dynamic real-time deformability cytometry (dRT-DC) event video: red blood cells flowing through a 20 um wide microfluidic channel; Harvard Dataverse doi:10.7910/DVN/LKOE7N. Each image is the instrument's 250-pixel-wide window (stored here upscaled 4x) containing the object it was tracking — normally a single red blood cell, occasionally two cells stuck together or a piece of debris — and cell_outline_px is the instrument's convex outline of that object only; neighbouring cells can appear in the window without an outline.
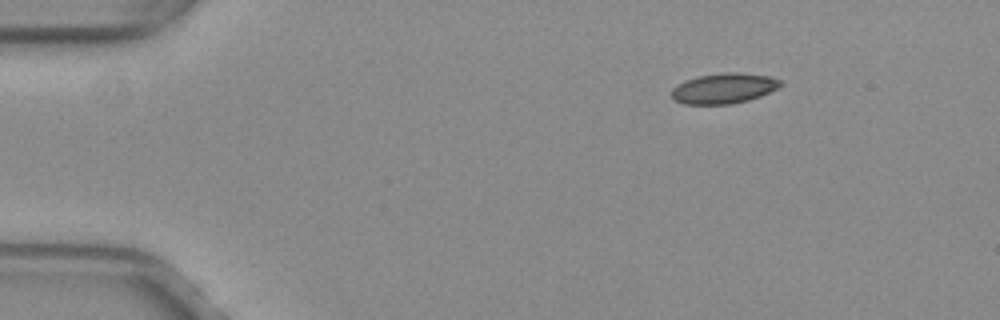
{"species": "common noctule bat (a hibernating species)", "species_latin": "Nyctalus noctula", "temperature_condition": "warm", "stored_images_in_passage": 46, "camera_frame_rate_fps": 3000, "um_per_image_px": 0.085, "animal": {"sex": "female", "body_mass_g": 29.2, "forearm_length_mm": 56.3}, "frame": {"image": 1, "passage_image": 1, "time_ms": 0.0, "image_size_px": [1000, 320], "cell_outline_px": [[780, 84], [776, 88], [760, 96], [748, 100], [732, 104], [684, 104], [676, 100], [672, 96], [672, 88], [684, 80], [700, 76], [724, 72], [736, 72], [768, 76], [780, 80]], "centroid_in_image_um": [61.49, 7.51], "position_along_channel_um": 23.5, "area_um2": 18.96}}
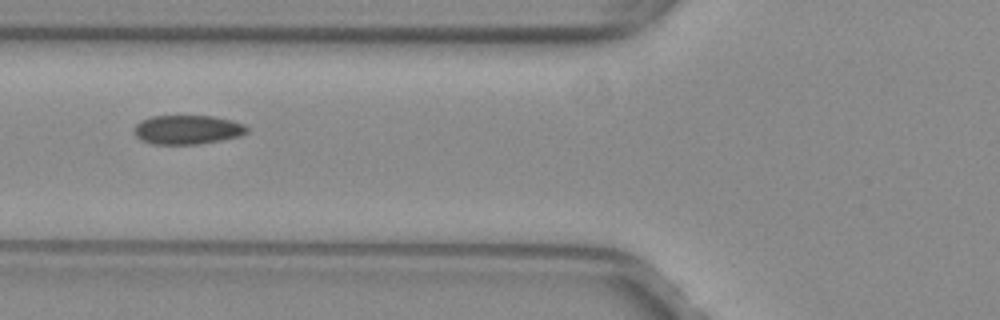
{"frame": {"image": 2, "passage_image": 14, "time_ms": 4.333, "image_size_px": [1000, 320], "cell_outline_px": [[248, 132], [240, 136], [200, 144], [152, 144], [140, 140], [136, 136], [136, 124], [140, 120], [152, 116], [212, 116], [232, 120], [244, 124], [248, 128]], "centroid_in_image_um": [15.95, 11.02], "position_along_channel_um": 109.9, "area_um2": 19.13}}
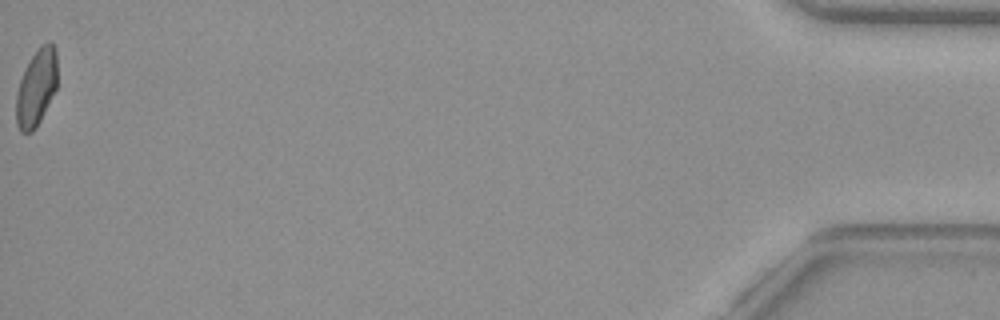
{"frame": {"image": 3, "passage_image": 46, "time_ms": 15.0, "image_size_px": [1000, 320], "cell_outline_px": [[56, 88], [36, 128], [32, 132], [20, 132], [16, 124], [16, 96], [20, 80], [36, 48], [40, 44], [48, 40], [52, 40], [56, 48]], "centroid_in_image_um": [3.09, 7.41], "position_along_channel_um": 432.1, "area_um2": 18.38}, "authors_computed_cell_mechanics": {"area_um2": 19.2185, "velocity_mm_per_s": 3.982, "shape_relaxation_time_tau1_ms": null, "shape_relaxation_time_tau2_ms": 1.4173, "deformation_change_tau1": null, "deformation_change_tau2": 0.0486}}